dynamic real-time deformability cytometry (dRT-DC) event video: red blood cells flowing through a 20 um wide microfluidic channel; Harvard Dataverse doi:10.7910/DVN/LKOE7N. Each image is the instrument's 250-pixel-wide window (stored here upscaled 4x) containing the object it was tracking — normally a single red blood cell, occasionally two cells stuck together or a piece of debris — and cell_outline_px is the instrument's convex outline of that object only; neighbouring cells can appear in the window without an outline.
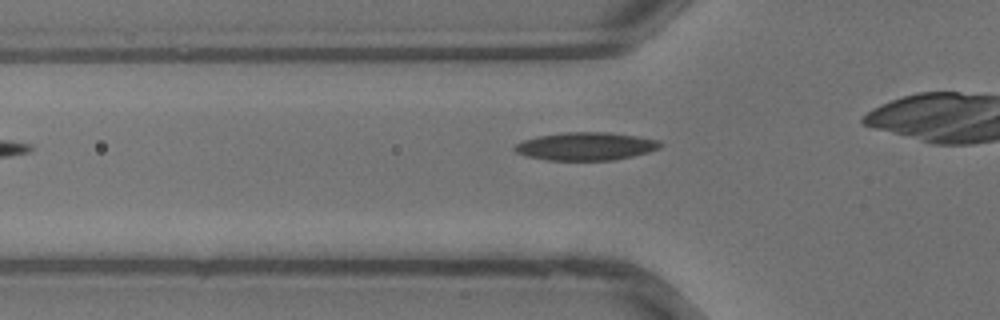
{"species": "common noctule bat (a hibernating species)", "species_latin": "Nyctalus noctula", "temperature_condition": "warm", "stored_images_in_passage": 19, "camera_frame_rate_fps": 3000, "um_per_image_px": 0.085, "animal": {"sex": "male", "body_mass_g": 13.3}, "frame": {"image": 1, "passage_image": 2, "time_ms": 0.333, "image_size_px": [1000, 320], "cell_outline_px": [[664, 144], [660, 148], [648, 152], [616, 160], [548, 160], [528, 156], [516, 152], [512, 148], [516, 144], [524, 140], [540, 136], [564, 132], [604, 132], [636, 136], [660, 140]], "centroid_in_image_um": [49.83, 12.43], "position_along_channel_um": 76.0, "area_um2": 23.64}}
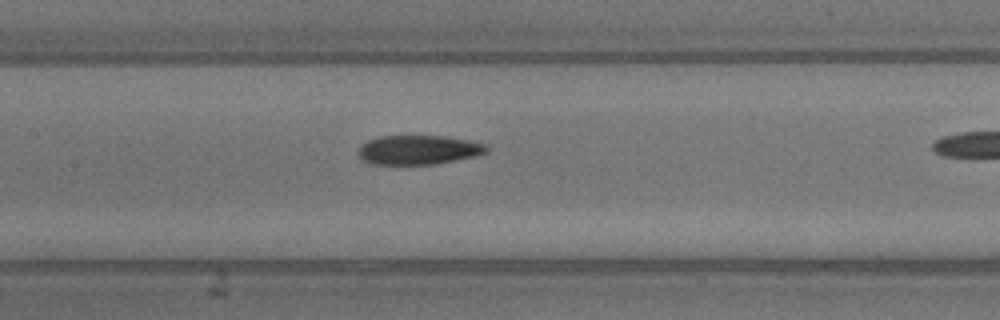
{"frame": {"image": 2, "passage_image": 7, "time_ms": 2.0, "image_size_px": [1000, 320], "cell_outline_px": [[488, 152], [476, 156], [436, 164], [372, 164], [360, 160], [356, 152], [368, 140], [380, 136], [444, 136], [468, 140], [484, 144], [488, 148]], "centroid_in_image_um": [35.55, 12.75], "position_along_channel_um": 171.9, "area_um2": 21.91}}
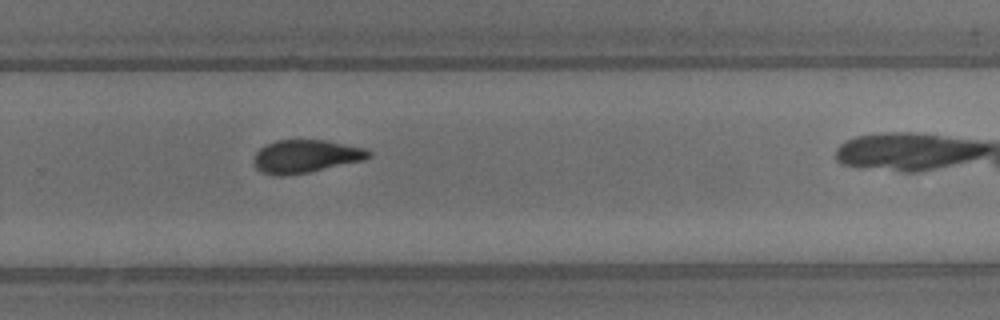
{"frame": {"image": 3, "passage_image": 14, "time_ms": 4.333, "image_size_px": [1000, 320], "cell_outline_px": [[372, 156], [364, 160], [308, 172], [288, 176], [276, 176], [260, 172], [252, 164], [256, 152], [260, 148], [276, 140], [324, 140], [364, 148], [372, 152]], "centroid_in_image_um": [25.95, 13.3], "position_along_channel_um": 303.8, "area_um2": 22.14}}